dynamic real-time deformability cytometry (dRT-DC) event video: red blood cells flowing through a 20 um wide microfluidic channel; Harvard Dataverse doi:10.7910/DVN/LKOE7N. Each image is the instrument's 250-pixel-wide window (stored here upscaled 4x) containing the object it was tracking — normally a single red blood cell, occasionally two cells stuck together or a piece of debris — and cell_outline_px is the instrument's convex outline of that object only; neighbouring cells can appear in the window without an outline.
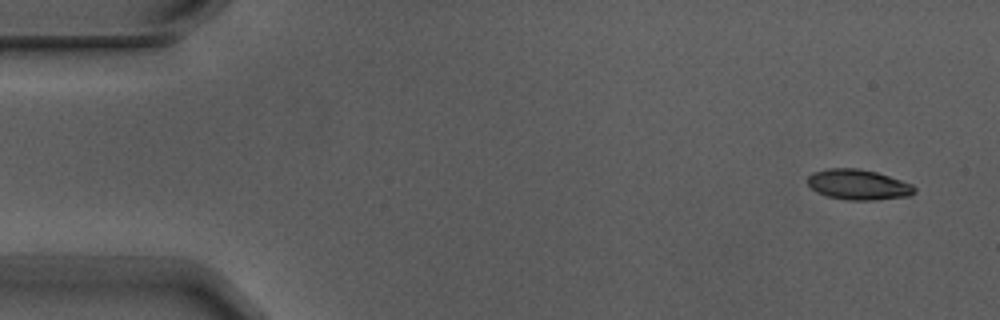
{"species": "Egyptian fruit bat (a non-hibernating species)", "species_latin": "Rousettus aegyptiacus", "temperature_condition": "warm", "stored_images_in_passage": 6, "camera_frame_rate_fps": 3000, "um_per_image_px": 0.085, "animal": {"sex": "male"}, "frame": {"image": 1, "passage_image": 2, "time_ms": 0.333, "image_size_px": [1000, 320], "cell_outline_px": [[916, 192], [908, 196], [872, 200], [848, 200], [828, 196], [816, 192], [808, 184], [808, 176], [812, 172], [828, 168], [856, 168], [876, 172], [912, 184], [916, 188]], "centroid_in_image_um": [72.94, 15.69], "position_along_channel_um": 12.1, "area_um2": 18.79}}
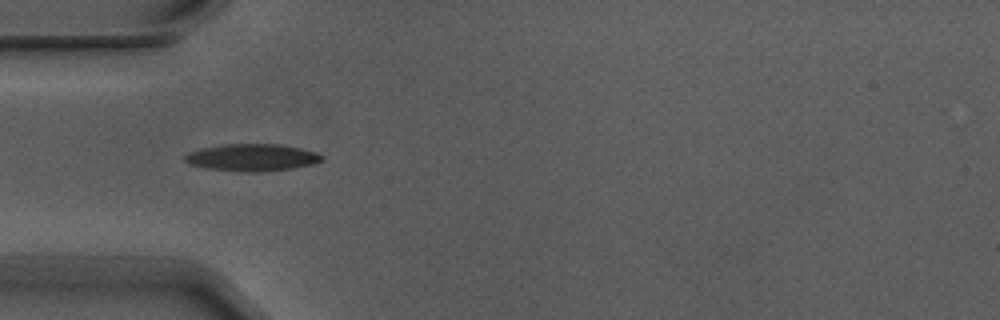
{"frame": {"image": 2, "passage_image": 5, "time_ms": 1.333, "image_size_px": [1000, 320], "cell_outline_px": [[324, 160], [312, 164], [292, 168], [264, 172], [244, 172], [204, 168], [188, 164], [184, 160], [184, 156], [188, 152], [200, 148], [224, 144], [280, 144], [300, 148], [316, 152], [324, 156]], "centroid_in_image_um": [21.4, 13.39], "position_along_channel_um": 63.6, "area_um2": 21.91}}